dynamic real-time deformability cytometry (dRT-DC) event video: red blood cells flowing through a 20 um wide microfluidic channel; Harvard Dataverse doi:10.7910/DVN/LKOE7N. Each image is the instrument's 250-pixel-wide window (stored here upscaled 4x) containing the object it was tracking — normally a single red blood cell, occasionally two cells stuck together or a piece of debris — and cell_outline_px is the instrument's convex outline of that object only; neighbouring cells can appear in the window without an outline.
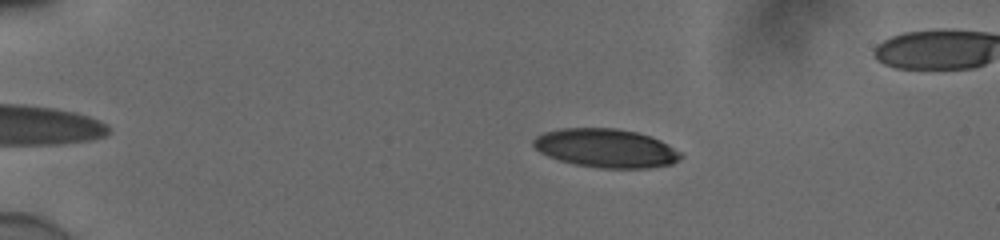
{"species": "human", "species_latin": "Homo sapiens", "temperature_condition": "cold", "stored_images_in_passage": 47, "camera_frame_rate_fps": 3000, "um_per_image_px": 0.085, "donor": {"sex": "male"}, "frame": {"image": 1, "passage_image": 4, "time_ms": 1.0, "image_size_px": [1000, 240], "cell_outline_px": [[684, 156], [680, 160], [672, 164], [648, 168], [600, 168], [576, 164], [560, 160], [548, 156], [540, 152], [532, 144], [532, 140], [536, 136], [544, 132], [560, 128], [616, 128], [636, 132], [660, 140], [668, 144], [680, 152]], "centroid_in_image_um": [51.51, 12.59], "position_along_channel_um": 33.5, "area_um2": 33.23}}
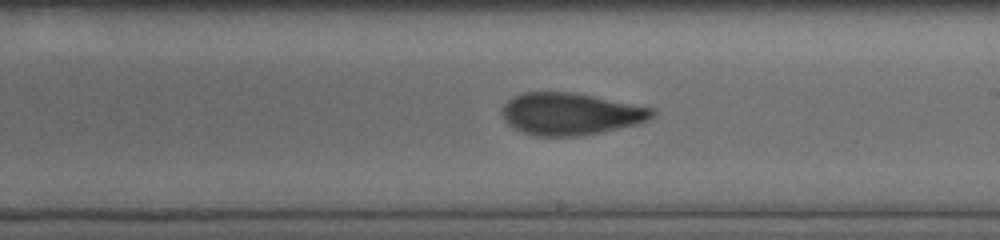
{"frame": {"image": 2, "passage_image": 26, "time_ms": 8.333, "image_size_px": [1000, 240], "cell_outline_px": [[656, 116], [640, 124], [584, 136], [536, 136], [520, 132], [512, 128], [500, 116], [500, 112], [504, 104], [512, 96], [524, 92], [572, 92], [656, 108]], "centroid_in_image_um": [48.5, 9.69], "position_along_channel_um": 240.5, "area_um2": 37.57}}
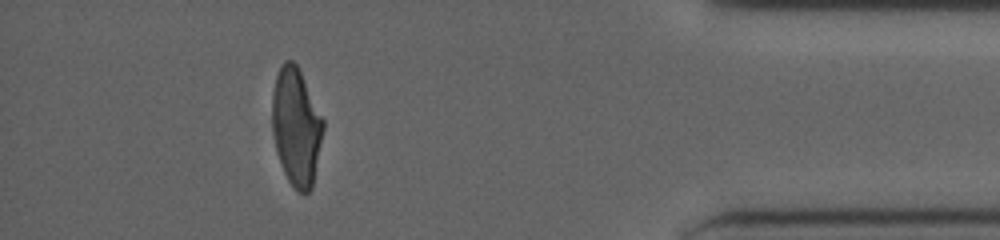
{"frame": {"image": 3, "passage_image": 42, "time_ms": 13.667, "image_size_px": [1000, 240], "cell_outline_px": [[324, 128], [312, 188], [308, 192], [300, 192], [288, 180], [284, 172], [276, 148], [272, 132], [272, 92], [276, 76], [284, 60], [292, 60], [296, 64], [324, 120]], "centroid_in_image_um": [25.17, 10.76], "position_along_channel_um": 410.0, "area_um2": 34.56}, "authors_computed_cell_mechanics": {"area_um2": 36.0094, "velocity_mm_per_s": 3.9109, "shape_relaxation_time_tau1_ms": 7.1416, "shape_relaxation_time_tau2_ms": 1.9102, "deformation_change_tau1": 0.2471, "deformation_change_tau2": 0.0902}}